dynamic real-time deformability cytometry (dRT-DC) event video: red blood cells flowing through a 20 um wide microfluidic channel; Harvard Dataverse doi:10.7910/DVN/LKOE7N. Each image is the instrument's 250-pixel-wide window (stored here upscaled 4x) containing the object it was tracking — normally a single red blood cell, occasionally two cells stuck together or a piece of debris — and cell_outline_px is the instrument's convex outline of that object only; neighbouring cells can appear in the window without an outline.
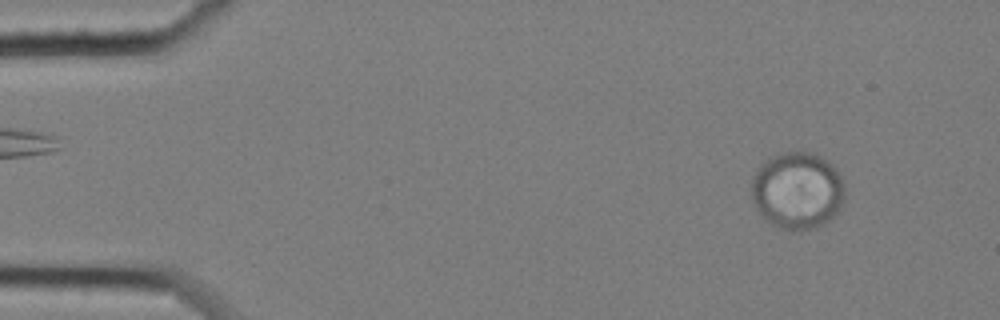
{"species": "common noctule bat (a hibernating species)", "species_latin": "Nyctalus noctula", "temperature_condition": "cold", "stored_images_in_passage": 18, "camera_frame_rate_fps": 3000, "um_per_image_px": 0.085, "animal": {"sex": "female", "body_mass_g": 25.1}, "frame": {"image": 1, "passage_image": 6, "time_ms": 1.667, "image_size_px": [1000, 320], "cell_outline_px": [[844, 196], [840, 208], [824, 224], [816, 228], [780, 228], [764, 220], [760, 216], [752, 200], [752, 180], [760, 164], [764, 160], [772, 156], [784, 152], [808, 152], [820, 156], [828, 160], [836, 168], [844, 180]], "centroid_in_image_um": [67.77, 16.17], "position_along_channel_um": 17.2, "area_um2": 41.91}}